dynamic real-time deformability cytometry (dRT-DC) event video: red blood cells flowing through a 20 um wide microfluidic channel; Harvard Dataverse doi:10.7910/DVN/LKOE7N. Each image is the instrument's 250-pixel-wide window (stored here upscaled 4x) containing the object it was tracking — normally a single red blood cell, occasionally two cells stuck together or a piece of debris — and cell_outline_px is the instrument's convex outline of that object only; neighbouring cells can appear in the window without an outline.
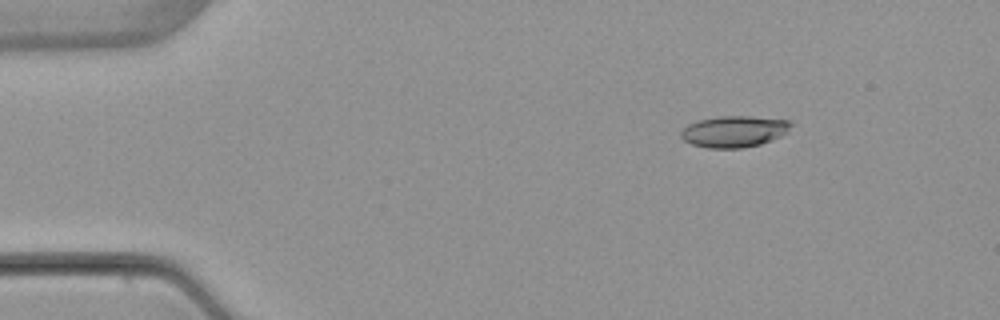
{"species": "common noctule bat (a hibernating species)", "species_latin": "Nyctalus noctula", "temperature_condition": "warm", "stored_images_in_passage": 5, "camera_frame_rate_fps": 3000, "um_per_image_px": 0.085, "animal": {"sex": "female", "body_mass_g": 22.7, "forearm_length_mm": 54.2}, "frame": {"image": 1, "passage_image": 3, "time_ms": 2.333, "image_size_px": [1000, 320], "cell_outline_px": [[792, 124], [788, 132], [780, 136], [760, 144], [744, 148], [708, 148], [692, 144], [684, 140], [680, 136], [680, 132], [688, 124], [696, 120], [716, 116], [752, 116], [788, 120]], "centroid_in_image_um": [62.38, 11.16], "position_along_channel_um": 22.6, "area_um2": 20.23}}
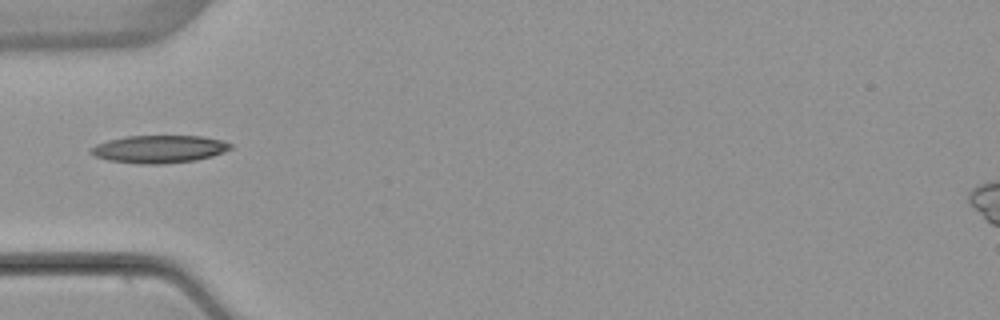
{"frame": {"image": 2, "passage_image": 5, "time_ms": 5.667, "image_size_px": [1000, 320], "cell_outline_px": [[232, 148], [212, 156], [196, 160], [164, 164], [140, 164], [108, 160], [92, 156], [88, 152], [88, 148], [96, 144], [108, 140], [124, 136], [200, 136], [220, 140], [232, 144]], "centroid_in_image_um": [13.45, 12.68], "position_along_channel_um": 71.6, "area_um2": 22.66}}